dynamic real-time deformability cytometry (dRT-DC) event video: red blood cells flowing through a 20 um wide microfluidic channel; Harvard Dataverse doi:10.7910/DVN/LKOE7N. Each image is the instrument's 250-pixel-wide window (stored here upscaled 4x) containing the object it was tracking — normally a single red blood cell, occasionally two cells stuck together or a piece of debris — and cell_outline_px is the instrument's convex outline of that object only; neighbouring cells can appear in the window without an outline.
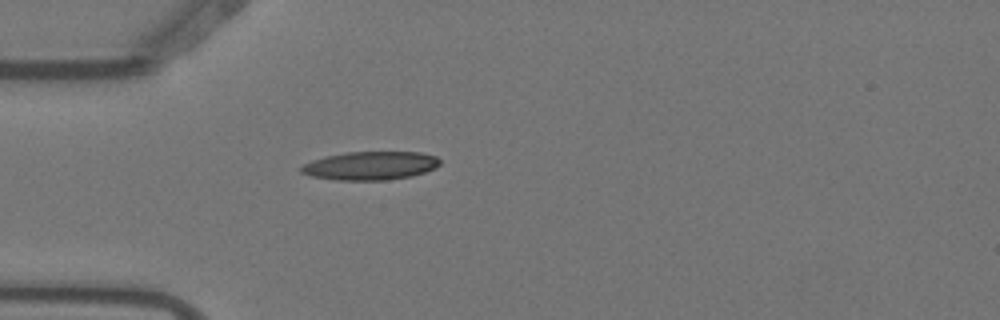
{"species": "Egyptian fruit bat (a non-hibernating species)", "species_latin": "Rousettus aegyptiacus", "temperature_condition": "warm", "stored_images_in_passage": 1, "camera_frame_rate_fps": 3000, "um_per_image_px": 0.085, "animal": {"sex": "female"}, "frame": {"image": 1, "passage_image": 1, "time_ms": 0.0, "image_size_px": [1000, 320], "cell_outline_px": [[440, 164], [436, 168], [412, 176], [388, 180], [336, 180], [312, 176], [300, 172], [300, 168], [304, 164], [312, 160], [324, 156], [344, 152], [420, 152], [436, 156], [440, 160]], "centroid_in_image_um": [31.49, 14.08], "position_along_channel_um": 53.5, "area_um2": 23.12}}